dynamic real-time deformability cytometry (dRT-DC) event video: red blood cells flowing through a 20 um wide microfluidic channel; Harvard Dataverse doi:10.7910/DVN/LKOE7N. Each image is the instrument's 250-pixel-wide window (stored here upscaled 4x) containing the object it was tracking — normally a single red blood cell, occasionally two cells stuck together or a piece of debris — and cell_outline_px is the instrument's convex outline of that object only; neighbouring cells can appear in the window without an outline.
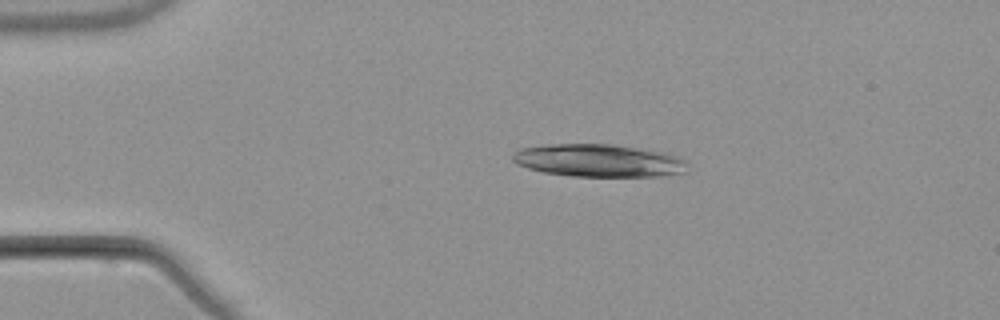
{"species": "common noctule bat (a hibernating species)", "species_latin": "Nyctalus noctula", "temperature_condition": "warm", "stored_images_in_passage": 2, "camera_frame_rate_fps": 3000, "um_per_image_px": 0.085, "animal": {"sex": "male", "body_mass_g": 21.5, "forearm_length_mm": 52.0}, "frame": {"image": 1, "passage_image": 1, "time_ms": 0.0, "image_size_px": [1000, 320], "cell_outline_px": [[684, 172], [660, 176], [572, 176], [544, 172], [528, 168], [516, 164], [512, 160], [512, 152], [520, 148], [548, 144], [612, 144], [636, 148], [676, 156], [684, 160]], "centroid_in_image_um": [50.76, 13.64], "position_along_channel_um": 34.2, "area_um2": 32.83}}